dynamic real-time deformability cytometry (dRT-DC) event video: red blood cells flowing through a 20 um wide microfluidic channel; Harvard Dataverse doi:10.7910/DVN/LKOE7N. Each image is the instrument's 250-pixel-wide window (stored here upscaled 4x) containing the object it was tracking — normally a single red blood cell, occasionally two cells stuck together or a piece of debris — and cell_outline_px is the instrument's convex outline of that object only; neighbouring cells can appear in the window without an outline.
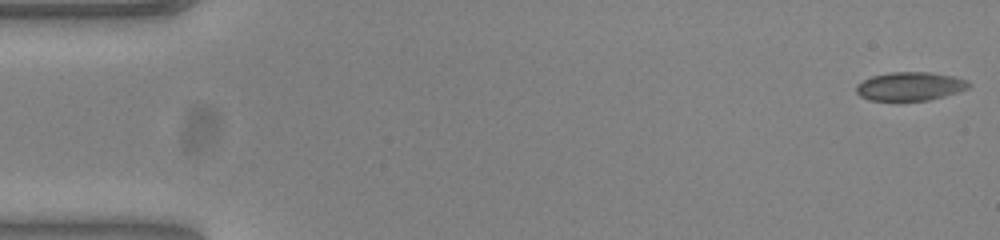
{"species": "common noctule bat (a hibernating species)", "species_latin": "Nyctalus noctula", "temperature_condition": "warm", "stored_images_in_passage": 11, "camera_frame_rate_fps": 3000, "um_per_image_px": 0.085, "animal": {"sex": "female", "body_mass_g": 23.0, "forearm_length_mm": 53.4}, "frame": {"image": 1, "passage_image": 1, "time_ms": 0.0, "image_size_px": [1000, 240], "cell_outline_px": [[972, 84], [968, 88], [960, 92], [928, 100], [868, 100], [860, 96], [856, 92], [856, 84], [872, 76], [892, 72], [928, 72], [952, 76], [968, 80]], "centroid_in_image_um": [77.37, 7.33], "position_along_channel_um": 7.6, "area_um2": 18.73}}